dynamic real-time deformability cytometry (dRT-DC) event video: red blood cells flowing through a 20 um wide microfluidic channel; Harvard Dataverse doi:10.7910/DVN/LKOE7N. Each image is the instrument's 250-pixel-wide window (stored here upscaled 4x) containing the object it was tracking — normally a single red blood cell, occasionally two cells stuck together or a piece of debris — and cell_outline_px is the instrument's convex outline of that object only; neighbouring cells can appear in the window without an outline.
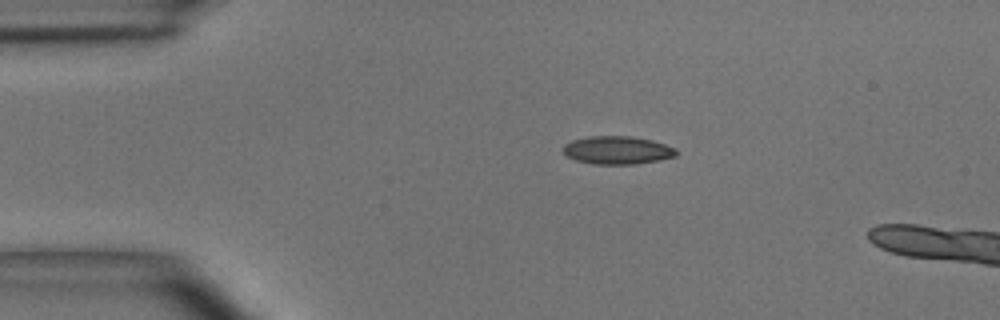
{"species": "common noctule bat (a hibernating species)", "species_latin": "Nyctalus noctula", "temperature_condition": "room temperature", "stored_images_in_passage": 2, "camera_frame_rate_fps": 3000, "um_per_image_px": 0.085, "animal": {"sex": "male", "body_mass_g": 15.6}, "frame": {"image": 1, "passage_image": 2, "time_ms": 0.333, "image_size_px": [1000, 320], "cell_outline_px": [[676, 156], [660, 160], [636, 164], [596, 164], [576, 160], [568, 156], [564, 152], [564, 144], [572, 140], [588, 136], [632, 136], [652, 140], [676, 148]], "centroid_in_image_um": [52.49, 12.76], "position_along_channel_um": 32.5, "area_um2": 18.44}}